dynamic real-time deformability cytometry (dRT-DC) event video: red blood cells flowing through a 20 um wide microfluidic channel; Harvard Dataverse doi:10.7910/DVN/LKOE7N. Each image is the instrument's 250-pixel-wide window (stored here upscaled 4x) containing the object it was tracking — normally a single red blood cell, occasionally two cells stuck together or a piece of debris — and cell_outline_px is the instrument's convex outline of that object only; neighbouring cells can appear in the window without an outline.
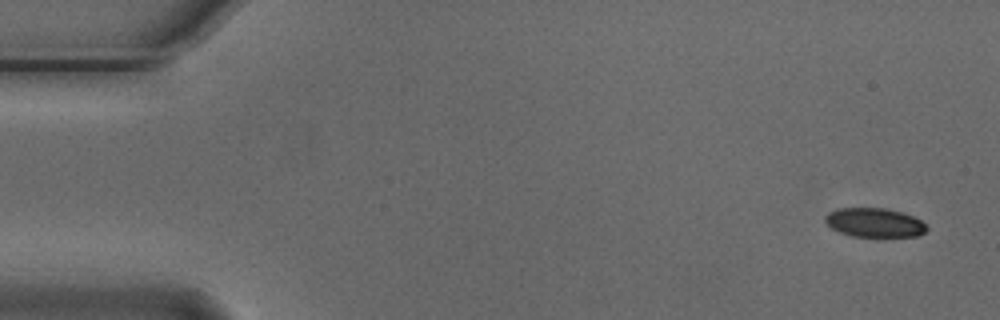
{"species": "Egyptian fruit bat (a non-hibernating species)", "species_latin": "Rousettus aegyptiacus", "temperature_condition": "cold", "stored_images_in_passage": 5, "segment_of_instrument_passage": [1, 2], "camera_frame_rate_fps": 3000, "um_per_image_px": 0.085, "animal": {"sex": "male"}, "frame": {"image": 1, "passage_image": 1, "time_ms": 0.0, "image_size_px": [1000, 320], "cell_outline_px": [[928, 228], [924, 232], [916, 236], [884, 240], [852, 236], [840, 232], [832, 228], [824, 220], [824, 216], [828, 212], [836, 208], [884, 208], [900, 212], [912, 216], [920, 220]], "centroid_in_image_um": [74.33, 18.97], "position_along_channel_um": 10.7, "area_um2": 17.92}}